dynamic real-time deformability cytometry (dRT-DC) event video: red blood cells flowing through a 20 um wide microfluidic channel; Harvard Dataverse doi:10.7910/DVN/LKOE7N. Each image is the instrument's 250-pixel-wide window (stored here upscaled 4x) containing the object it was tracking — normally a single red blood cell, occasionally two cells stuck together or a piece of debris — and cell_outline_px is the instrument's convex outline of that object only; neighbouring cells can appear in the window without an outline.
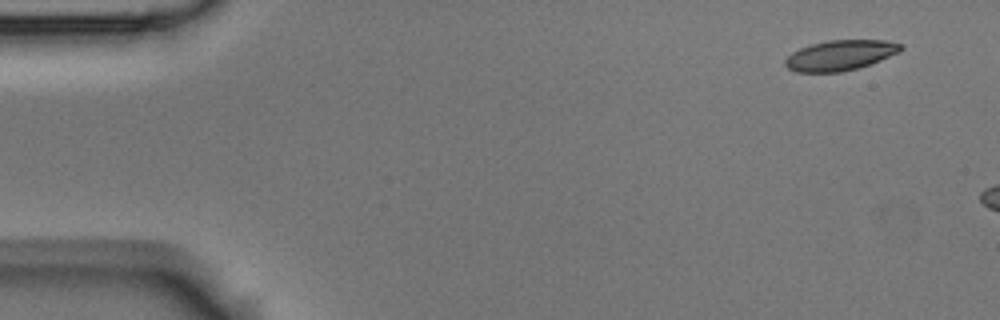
{"species": "Egyptian fruit bat (a non-hibernating species)", "species_latin": "Rousettus aegyptiacus", "temperature_condition": "room temperature", "stored_images_in_passage": 5, "segment_of_instrument_passage": [2, 2], "camera_frame_rate_fps": 3000, "um_per_image_px": 0.085, "animal": {"sex": "male"}, "frame": {"image": 1, "passage_image": 5, "time_ms": 1.333, "image_size_px": [1000, 320], "cell_outline_px": [[904, 48], [900, 52], [880, 60], [856, 68], [840, 72], [796, 72], [788, 68], [784, 64], [784, 60], [792, 52], [800, 48], [812, 44], [828, 40], [884, 40], [904, 44]], "centroid_in_image_um": [71.42, 4.69], "position_along_channel_um": 13.6, "area_um2": 20.35}}